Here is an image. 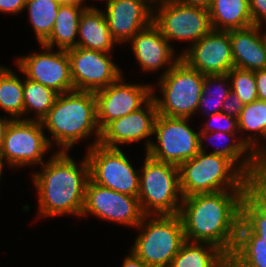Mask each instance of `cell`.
I'll return each instance as SVG.
<instances>
[{"label": "cell", "mask_w": 266, "mask_h": 267, "mask_svg": "<svg viewBox=\"0 0 266 267\" xmlns=\"http://www.w3.org/2000/svg\"><path fill=\"white\" fill-rule=\"evenodd\" d=\"M180 59L203 75L228 73L234 67L229 31L213 29L183 50Z\"/></svg>", "instance_id": "cell-16"}, {"label": "cell", "mask_w": 266, "mask_h": 267, "mask_svg": "<svg viewBox=\"0 0 266 267\" xmlns=\"http://www.w3.org/2000/svg\"><path fill=\"white\" fill-rule=\"evenodd\" d=\"M205 75L189 67L182 59L158 79V97L152 85V98L158 114L169 117L190 118L196 114L202 96Z\"/></svg>", "instance_id": "cell-7"}, {"label": "cell", "mask_w": 266, "mask_h": 267, "mask_svg": "<svg viewBox=\"0 0 266 267\" xmlns=\"http://www.w3.org/2000/svg\"><path fill=\"white\" fill-rule=\"evenodd\" d=\"M59 94L41 83L29 80L24 76L23 97L24 117L27 113H33L35 117L24 118L25 120L41 121L52 108Z\"/></svg>", "instance_id": "cell-31"}, {"label": "cell", "mask_w": 266, "mask_h": 267, "mask_svg": "<svg viewBox=\"0 0 266 267\" xmlns=\"http://www.w3.org/2000/svg\"><path fill=\"white\" fill-rule=\"evenodd\" d=\"M128 42L131 43L135 60L144 72L154 73V71L158 72L160 68H163L164 71L161 74L163 76L180 59V55H175L176 51L172 47L173 45H170L153 22L139 31Z\"/></svg>", "instance_id": "cell-19"}, {"label": "cell", "mask_w": 266, "mask_h": 267, "mask_svg": "<svg viewBox=\"0 0 266 267\" xmlns=\"http://www.w3.org/2000/svg\"><path fill=\"white\" fill-rule=\"evenodd\" d=\"M208 11L214 30L229 31L253 25L249 0H213Z\"/></svg>", "instance_id": "cell-23"}, {"label": "cell", "mask_w": 266, "mask_h": 267, "mask_svg": "<svg viewBox=\"0 0 266 267\" xmlns=\"http://www.w3.org/2000/svg\"><path fill=\"white\" fill-rule=\"evenodd\" d=\"M11 69L0 66V108L12 119H24L23 80Z\"/></svg>", "instance_id": "cell-29"}, {"label": "cell", "mask_w": 266, "mask_h": 267, "mask_svg": "<svg viewBox=\"0 0 266 267\" xmlns=\"http://www.w3.org/2000/svg\"><path fill=\"white\" fill-rule=\"evenodd\" d=\"M208 120L202 125L199 132L221 131L225 133H239L237 118L231 117L223 112L207 116Z\"/></svg>", "instance_id": "cell-34"}, {"label": "cell", "mask_w": 266, "mask_h": 267, "mask_svg": "<svg viewBox=\"0 0 266 267\" xmlns=\"http://www.w3.org/2000/svg\"><path fill=\"white\" fill-rule=\"evenodd\" d=\"M229 257L209 243L185 241L169 267H227Z\"/></svg>", "instance_id": "cell-25"}, {"label": "cell", "mask_w": 266, "mask_h": 267, "mask_svg": "<svg viewBox=\"0 0 266 267\" xmlns=\"http://www.w3.org/2000/svg\"><path fill=\"white\" fill-rule=\"evenodd\" d=\"M131 250L150 267H169L186 241L183 223L176 215H144Z\"/></svg>", "instance_id": "cell-5"}, {"label": "cell", "mask_w": 266, "mask_h": 267, "mask_svg": "<svg viewBox=\"0 0 266 267\" xmlns=\"http://www.w3.org/2000/svg\"><path fill=\"white\" fill-rule=\"evenodd\" d=\"M266 150V144L262 145V148L255 154L256 159Z\"/></svg>", "instance_id": "cell-45"}, {"label": "cell", "mask_w": 266, "mask_h": 267, "mask_svg": "<svg viewBox=\"0 0 266 267\" xmlns=\"http://www.w3.org/2000/svg\"><path fill=\"white\" fill-rule=\"evenodd\" d=\"M122 267H150L139 259L132 251L123 260Z\"/></svg>", "instance_id": "cell-39"}, {"label": "cell", "mask_w": 266, "mask_h": 267, "mask_svg": "<svg viewBox=\"0 0 266 267\" xmlns=\"http://www.w3.org/2000/svg\"><path fill=\"white\" fill-rule=\"evenodd\" d=\"M152 5V6H151ZM150 0H109L104 11L112 38L119 44L128 42L153 22Z\"/></svg>", "instance_id": "cell-18"}, {"label": "cell", "mask_w": 266, "mask_h": 267, "mask_svg": "<svg viewBox=\"0 0 266 267\" xmlns=\"http://www.w3.org/2000/svg\"><path fill=\"white\" fill-rule=\"evenodd\" d=\"M41 122L43 128L51 134L47 138L51 147L54 142L60 148L57 151L68 152L76 143L94 134L95 141L88 143L87 149L100 142L95 92L74 90L59 94Z\"/></svg>", "instance_id": "cell-3"}, {"label": "cell", "mask_w": 266, "mask_h": 267, "mask_svg": "<svg viewBox=\"0 0 266 267\" xmlns=\"http://www.w3.org/2000/svg\"><path fill=\"white\" fill-rule=\"evenodd\" d=\"M251 182L266 196V175H253Z\"/></svg>", "instance_id": "cell-41"}, {"label": "cell", "mask_w": 266, "mask_h": 267, "mask_svg": "<svg viewBox=\"0 0 266 267\" xmlns=\"http://www.w3.org/2000/svg\"><path fill=\"white\" fill-rule=\"evenodd\" d=\"M86 8L88 7L60 5L53 30L42 44L51 48L57 46L59 50L65 51L76 48L79 20Z\"/></svg>", "instance_id": "cell-26"}, {"label": "cell", "mask_w": 266, "mask_h": 267, "mask_svg": "<svg viewBox=\"0 0 266 267\" xmlns=\"http://www.w3.org/2000/svg\"><path fill=\"white\" fill-rule=\"evenodd\" d=\"M67 53L76 91L97 92L115 82L123 73L109 53L80 47Z\"/></svg>", "instance_id": "cell-14"}, {"label": "cell", "mask_w": 266, "mask_h": 267, "mask_svg": "<svg viewBox=\"0 0 266 267\" xmlns=\"http://www.w3.org/2000/svg\"><path fill=\"white\" fill-rule=\"evenodd\" d=\"M209 137L211 139L212 138L215 140L217 139L216 140L217 142L223 139H224L223 140L224 142L225 140L226 141L230 140L229 143L227 144L225 143V145H222V147L215 146L216 148H214V150H212L210 154L221 155V156H224L230 159L251 180L253 177V174L256 171V157H255V154L242 141L243 136L240 135L238 136L240 138H238L237 133H225L221 131H215L211 133L199 132L200 151L207 153V150L204 147L205 144L203 142L210 139ZM213 139H212V142H213Z\"/></svg>", "instance_id": "cell-22"}, {"label": "cell", "mask_w": 266, "mask_h": 267, "mask_svg": "<svg viewBox=\"0 0 266 267\" xmlns=\"http://www.w3.org/2000/svg\"><path fill=\"white\" fill-rule=\"evenodd\" d=\"M153 23L170 45L174 40L189 41L192 45L213 30L207 8L178 0H161L157 4L154 3Z\"/></svg>", "instance_id": "cell-8"}, {"label": "cell", "mask_w": 266, "mask_h": 267, "mask_svg": "<svg viewBox=\"0 0 266 267\" xmlns=\"http://www.w3.org/2000/svg\"><path fill=\"white\" fill-rule=\"evenodd\" d=\"M258 100L266 101V69L254 71Z\"/></svg>", "instance_id": "cell-38"}, {"label": "cell", "mask_w": 266, "mask_h": 267, "mask_svg": "<svg viewBox=\"0 0 266 267\" xmlns=\"http://www.w3.org/2000/svg\"><path fill=\"white\" fill-rule=\"evenodd\" d=\"M40 46L44 49L42 52L35 51L16 58L14 62L18 70L29 80L41 83L58 94L74 91L67 51L56 50L44 44Z\"/></svg>", "instance_id": "cell-13"}, {"label": "cell", "mask_w": 266, "mask_h": 267, "mask_svg": "<svg viewBox=\"0 0 266 267\" xmlns=\"http://www.w3.org/2000/svg\"><path fill=\"white\" fill-rule=\"evenodd\" d=\"M61 5H77L82 7H94L93 5L84 6L85 0H57Z\"/></svg>", "instance_id": "cell-44"}, {"label": "cell", "mask_w": 266, "mask_h": 267, "mask_svg": "<svg viewBox=\"0 0 266 267\" xmlns=\"http://www.w3.org/2000/svg\"><path fill=\"white\" fill-rule=\"evenodd\" d=\"M13 119L8 116H0V146L2 145L3 138L5 136L8 125Z\"/></svg>", "instance_id": "cell-42"}, {"label": "cell", "mask_w": 266, "mask_h": 267, "mask_svg": "<svg viewBox=\"0 0 266 267\" xmlns=\"http://www.w3.org/2000/svg\"><path fill=\"white\" fill-rule=\"evenodd\" d=\"M116 44L104 11L96 6L86 8L79 20L77 47L112 54L113 46Z\"/></svg>", "instance_id": "cell-21"}, {"label": "cell", "mask_w": 266, "mask_h": 267, "mask_svg": "<svg viewBox=\"0 0 266 267\" xmlns=\"http://www.w3.org/2000/svg\"><path fill=\"white\" fill-rule=\"evenodd\" d=\"M55 152L41 165L42 171H35L32 175L39 197L38 218L68 214L80 218L90 179L88 159L85 155L78 165L69 151Z\"/></svg>", "instance_id": "cell-2"}, {"label": "cell", "mask_w": 266, "mask_h": 267, "mask_svg": "<svg viewBox=\"0 0 266 267\" xmlns=\"http://www.w3.org/2000/svg\"><path fill=\"white\" fill-rule=\"evenodd\" d=\"M244 105L238 95L230 91L223 101L221 112L238 119Z\"/></svg>", "instance_id": "cell-35"}, {"label": "cell", "mask_w": 266, "mask_h": 267, "mask_svg": "<svg viewBox=\"0 0 266 267\" xmlns=\"http://www.w3.org/2000/svg\"><path fill=\"white\" fill-rule=\"evenodd\" d=\"M98 219L136 228L144 216L138 197L116 192L88 180L81 217Z\"/></svg>", "instance_id": "cell-12"}, {"label": "cell", "mask_w": 266, "mask_h": 267, "mask_svg": "<svg viewBox=\"0 0 266 267\" xmlns=\"http://www.w3.org/2000/svg\"><path fill=\"white\" fill-rule=\"evenodd\" d=\"M3 168H4V166H3L2 162H1V158H0V178H1L2 173H3Z\"/></svg>", "instance_id": "cell-46"}, {"label": "cell", "mask_w": 266, "mask_h": 267, "mask_svg": "<svg viewBox=\"0 0 266 267\" xmlns=\"http://www.w3.org/2000/svg\"><path fill=\"white\" fill-rule=\"evenodd\" d=\"M262 27L252 25L229 30L235 68L249 71L266 69V31Z\"/></svg>", "instance_id": "cell-20"}, {"label": "cell", "mask_w": 266, "mask_h": 267, "mask_svg": "<svg viewBox=\"0 0 266 267\" xmlns=\"http://www.w3.org/2000/svg\"><path fill=\"white\" fill-rule=\"evenodd\" d=\"M125 81L121 75L106 88L95 92L97 122L101 131L113 120L141 108L152 97V85Z\"/></svg>", "instance_id": "cell-15"}, {"label": "cell", "mask_w": 266, "mask_h": 267, "mask_svg": "<svg viewBox=\"0 0 266 267\" xmlns=\"http://www.w3.org/2000/svg\"><path fill=\"white\" fill-rule=\"evenodd\" d=\"M27 0H0V13L19 14L24 11Z\"/></svg>", "instance_id": "cell-37"}, {"label": "cell", "mask_w": 266, "mask_h": 267, "mask_svg": "<svg viewBox=\"0 0 266 267\" xmlns=\"http://www.w3.org/2000/svg\"><path fill=\"white\" fill-rule=\"evenodd\" d=\"M90 167V179L96 184L116 192L138 197L140 170L120 148H109L100 143L85 153Z\"/></svg>", "instance_id": "cell-11"}, {"label": "cell", "mask_w": 266, "mask_h": 267, "mask_svg": "<svg viewBox=\"0 0 266 267\" xmlns=\"http://www.w3.org/2000/svg\"><path fill=\"white\" fill-rule=\"evenodd\" d=\"M190 118L169 117L157 114L153 137L146 153L165 163L180 166L200 152L199 132L189 125Z\"/></svg>", "instance_id": "cell-9"}, {"label": "cell", "mask_w": 266, "mask_h": 267, "mask_svg": "<svg viewBox=\"0 0 266 267\" xmlns=\"http://www.w3.org/2000/svg\"><path fill=\"white\" fill-rule=\"evenodd\" d=\"M150 1L153 2V3H157V2H159L161 0H150Z\"/></svg>", "instance_id": "cell-47"}, {"label": "cell", "mask_w": 266, "mask_h": 267, "mask_svg": "<svg viewBox=\"0 0 266 267\" xmlns=\"http://www.w3.org/2000/svg\"><path fill=\"white\" fill-rule=\"evenodd\" d=\"M183 197L218 191H245L251 181L230 159L200 151L179 166Z\"/></svg>", "instance_id": "cell-4"}, {"label": "cell", "mask_w": 266, "mask_h": 267, "mask_svg": "<svg viewBox=\"0 0 266 267\" xmlns=\"http://www.w3.org/2000/svg\"><path fill=\"white\" fill-rule=\"evenodd\" d=\"M245 191H218L183 197L179 216L185 239L217 246L228 257L234 251Z\"/></svg>", "instance_id": "cell-1"}, {"label": "cell", "mask_w": 266, "mask_h": 267, "mask_svg": "<svg viewBox=\"0 0 266 267\" xmlns=\"http://www.w3.org/2000/svg\"><path fill=\"white\" fill-rule=\"evenodd\" d=\"M231 267H266V242L253 233L241 220L237 241L229 257Z\"/></svg>", "instance_id": "cell-24"}, {"label": "cell", "mask_w": 266, "mask_h": 267, "mask_svg": "<svg viewBox=\"0 0 266 267\" xmlns=\"http://www.w3.org/2000/svg\"><path fill=\"white\" fill-rule=\"evenodd\" d=\"M230 91L231 82L227 73L205 75L197 111H202L205 116L221 112L223 101Z\"/></svg>", "instance_id": "cell-32"}, {"label": "cell", "mask_w": 266, "mask_h": 267, "mask_svg": "<svg viewBox=\"0 0 266 267\" xmlns=\"http://www.w3.org/2000/svg\"><path fill=\"white\" fill-rule=\"evenodd\" d=\"M158 114L155 101L151 97L141 108L110 122L102 131L100 144L109 148H121V144H131L145 140V153L149 149Z\"/></svg>", "instance_id": "cell-17"}, {"label": "cell", "mask_w": 266, "mask_h": 267, "mask_svg": "<svg viewBox=\"0 0 266 267\" xmlns=\"http://www.w3.org/2000/svg\"><path fill=\"white\" fill-rule=\"evenodd\" d=\"M241 221L266 242V196L251 181L241 200Z\"/></svg>", "instance_id": "cell-28"}, {"label": "cell", "mask_w": 266, "mask_h": 267, "mask_svg": "<svg viewBox=\"0 0 266 267\" xmlns=\"http://www.w3.org/2000/svg\"><path fill=\"white\" fill-rule=\"evenodd\" d=\"M253 175H266V150L256 159V171Z\"/></svg>", "instance_id": "cell-40"}, {"label": "cell", "mask_w": 266, "mask_h": 267, "mask_svg": "<svg viewBox=\"0 0 266 267\" xmlns=\"http://www.w3.org/2000/svg\"><path fill=\"white\" fill-rule=\"evenodd\" d=\"M140 168L138 199L144 215H176L183 195L179 166L158 161L145 153Z\"/></svg>", "instance_id": "cell-6"}, {"label": "cell", "mask_w": 266, "mask_h": 267, "mask_svg": "<svg viewBox=\"0 0 266 267\" xmlns=\"http://www.w3.org/2000/svg\"><path fill=\"white\" fill-rule=\"evenodd\" d=\"M44 132L41 121L13 119L0 146L3 166L5 163L11 169L29 165L41 166L46 152L51 149Z\"/></svg>", "instance_id": "cell-10"}, {"label": "cell", "mask_w": 266, "mask_h": 267, "mask_svg": "<svg viewBox=\"0 0 266 267\" xmlns=\"http://www.w3.org/2000/svg\"><path fill=\"white\" fill-rule=\"evenodd\" d=\"M57 0H27L24 10L35 32L39 44L51 34L60 7Z\"/></svg>", "instance_id": "cell-30"}, {"label": "cell", "mask_w": 266, "mask_h": 267, "mask_svg": "<svg viewBox=\"0 0 266 267\" xmlns=\"http://www.w3.org/2000/svg\"><path fill=\"white\" fill-rule=\"evenodd\" d=\"M253 25H266V0H249Z\"/></svg>", "instance_id": "cell-36"}, {"label": "cell", "mask_w": 266, "mask_h": 267, "mask_svg": "<svg viewBox=\"0 0 266 267\" xmlns=\"http://www.w3.org/2000/svg\"><path fill=\"white\" fill-rule=\"evenodd\" d=\"M178 1L185 4L200 6L208 9L211 6L213 0H178Z\"/></svg>", "instance_id": "cell-43"}, {"label": "cell", "mask_w": 266, "mask_h": 267, "mask_svg": "<svg viewBox=\"0 0 266 267\" xmlns=\"http://www.w3.org/2000/svg\"><path fill=\"white\" fill-rule=\"evenodd\" d=\"M227 74L231 82V91L238 95L244 104L258 100L254 71L233 67Z\"/></svg>", "instance_id": "cell-33"}, {"label": "cell", "mask_w": 266, "mask_h": 267, "mask_svg": "<svg viewBox=\"0 0 266 267\" xmlns=\"http://www.w3.org/2000/svg\"><path fill=\"white\" fill-rule=\"evenodd\" d=\"M237 120L239 132H247L242 141L256 154L266 144V101L245 104Z\"/></svg>", "instance_id": "cell-27"}]
</instances>
